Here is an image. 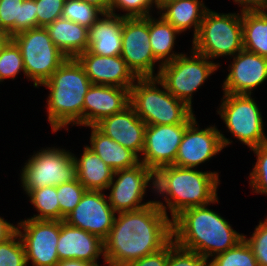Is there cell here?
Instances as JSON below:
<instances>
[{"mask_svg":"<svg viewBox=\"0 0 267 266\" xmlns=\"http://www.w3.org/2000/svg\"><path fill=\"white\" fill-rule=\"evenodd\" d=\"M104 242V262L124 266L164 248L172 239V221L155 203L117 213Z\"/></svg>","mask_w":267,"mask_h":266,"instance_id":"cell-1","label":"cell"},{"mask_svg":"<svg viewBox=\"0 0 267 266\" xmlns=\"http://www.w3.org/2000/svg\"><path fill=\"white\" fill-rule=\"evenodd\" d=\"M207 206L183 210L172 220V232L177 245L209 259L234 247L243 235Z\"/></svg>","mask_w":267,"mask_h":266,"instance_id":"cell-2","label":"cell"},{"mask_svg":"<svg viewBox=\"0 0 267 266\" xmlns=\"http://www.w3.org/2000/svg\"><path fill=\"white\" fill-rule=\"evenodd\" d=\"M219 181L217 172H202L175 165L159 168L154 173V191L165 196L167 205L160 201L155 203L166 215L168 208L173 220L185 209L217 203Z\"/></svg>","mask_w":267,"mask_h":266,"instance_id":"cell-3","label":"cell"},{"mask_svg":"<svg viewBox=\"0 0 267 266\" xmlns=\"http://www.w3.org/2000/svg\"><path fill=\"white\" fill-rule=\"evenodd\" d=\"M91 81L76 58H67L42 85L50 89L48 121L52 132L69 124L83 125V104Z\"/></svg>","mask_w":267,"mask_h":266,"instance_id":"cell-4","label":"cell"},{"mask_svg":"<svg viewBox=\"0 0 267 266\" xmlns=\"http://www.w3.org/2000/svg\"><path fill=\"white\" fill-rule=\"evenodd\" d=\"M129 104L146 125L191 123L195 119L193 110L175 98L157 77L138 78L130 88Z\"/></svg>","mask_w":267,"mask_h":266,"instance_id":"cell-5","label":"cell"},{"mask_svg":"<svg viewBox=\"0 0 267 266\" xmlns=\"http://www.w3.org/2000/svg\"><path fill=\"white\" fill-rule=\"evenodd\" d=\"M192 49L208 59L235 56L243 49L242 11L220 14L207 9Z\"/></svg>","mask_w":267,"mask_h":266,"instance_id":"cell-6","label":"cell"},{"mask_svg":"<svg viewBox=\"0 0 267 266\" xmlns=\"http://www.w3.org/2000/svg\"><path fill=\"white\" fill-rule=\"evenodd\" d=\"M12 39L21 50L25 76L34 81V87L46 82L67 59L52 42L45 27L22 31Z\"/></svg>","mask_w":267,"mask_h":266,"instance_id":"cell-7","label":"cell"},{"mask_svg":"<svg viewBox=\"0 0 267 266\" xmlns=\"http://www.w3.org/2000/svg\"><path fill=\"white\" fill-rule=\"evenodd\" d=\"M191 56L181 54L173 61L161 65L158 79L166 89L192 109V94L218 69L207 57L191 50Z\"/></svg>","mask_w":267,"mask_h":266,"instance_id":"cell-8","label":"cell"},{"mask_svg":"<svg viewBox=\"0 0 267 266\" xmlns=\"http://www.w3.org/2000/svg\"><path fill=\"white\" fill-rule=\"evenodd\" d=\"M25 164L20 179L26 194L30 190L59 186L77 179L74 154L65 149L49 147L39 150Z\"/></svg>","mask_w":267,"mask_h":266,"instance_id":"cell-9","label":"cell"},{"mask_svg":"<svg viewBox=\"0 0 267 266\" xmlns=\"http://www.w3.org/2000/svg\"><path fill=\"white\" fill-rule=\"evenodd\" d=\"M217 112L230 133L249 148L267 144L260 108L251 95L224 93Z\"/></svg>","mask_w":267,"mask_h":266,"instance_id":"cell-10","label":"cell"},{"mask_svg":"<svg viewBox=\"0 0 267 266\" xmlns=\"http://www.w3.org/2000/svg\"><path fill=\"white\" fill-rule=\"evenodd\" d=\"M60 227V220L28 218L18 223L16 232L22 240L27 264L31 260L33 266H57Z\"/></svg>","mask_w":267,"mask_h":266,"instance_id":"cell-11","label":"cell"},{"mask_svg":"<svg viewBox=\"0 0 267 266\" xmlns=\"http://www.w3.org/2000/svg\"><path fill=\"white\" fill-rule=\"evenodd\" d=\"M149 16L124 17L120 56L138 78L155 77L157 60L149 42Z\"/></svg>","mask_w":267,"mask_h":266,"instance_id":"cell-12","label":"cell"},{"mask_svg":"<svg viewBox=\"0 0 267 266\" xmlns=\"http://www.w3.org/2000/svg\"><path fill=\"white\" fill-rule=\"evenodd\" d=\"M116 176L118 178L114 180ZM149 182H153L151 184L154 190V172L143 163L132 168L115 171L112 181L107 187V189L111 188L107 198L112 209L116 213L136 211L155 202L141 203Z\"/></svg>","mask_w":267,"mask_h":266,"instance_id":"cell-13","label":"cell"},{"mask_svg":"<svg viewBox=\"0 0 267 266\" xmlns=\"http://www.w3.org/2000/svg\"><path fill=\"white\" fill-rule=\"evenodd\" d=\"M230 143L232 141L225 138L215 126L199 129L195 118L183 134L174 165L182 168H197L201 163L220 153Z\"/></svg>","mask_w":267,"mask_h":266,"instance_id":"cell-14","label":"cell"},{"mask_svg":"<svg viewBox=\"0 0 267 266\" xmlns=\"http://www.w3.org/2000/svg\"><path fill=\"white\" fill-rule=\"evenodd\" d=\"M190 123L147 125L140 159L154 173L162 167L174 165L183 134Z\"/></svg>","mask_w":267,"mask_h":266,"instance_id":"cell-15","label":"cell"},{"mask_svg":"<svg viewBox=\"0 0 267 266\" xmlns=\"http://www.w3.org/2000/svg\"><path fill=\"white\" fill-rule=\"evenodd\" d=\"M115 213L103 191L86 190L78 205L63 221L104 241L113 226Z\"/></svg>","mask_w":267,"mask_h":266,"instance_id":"cell-16","label":"cell"},{"mask_svg":"<svg viewBox=\"0 0 267 266\" xmlns=\"http://www.w3.org/2000/svg\"><path fill=\"white\" fill-rule=\"evenodd\" d=\"M229 74L224 80V93L251 95L253 89L267 80V58L242 49L229 66Z\"/></svg>","mask_w":267,"mask_h":266,"instance_id":"cell-17","label":"cell"},{"mask_svg":"<svg viewBox=\"0 0 267 266\" xmlns=\"http://www.w3.org/2000/svg\"><path fill=\"white\" fill-rule=\"evenodd\" d=\"M76 59L95 85L131 88L138 79L120 55L100 56L86 50Z\"/></svg>","mask_w":267,"mask_h":266,"instance_id":"cell-18","label":"cell"},{"mask_svg":"<svg viewBox=\"0 0 267 266\" xmlns=\"http://www.w3.org/2000/svg\"><path fill=\"white\" fill-rule=\"evenodd\" d=\"M130 102V88L91 84L83 104V125L95 126L103 118L121 112Z\"/></svg>","mask_w":267,"mask_h":266,"instance_id":"cell-19","label":"cell"},{"mask_svg":"<svg viewBox=\"0 0 267 266\" xmlns=\"http://www.w3.org/2000/svg\"><path fill=\"white\" fill-rule=\"evenodd\" d=\"M102 133L138 156L143 152L146 124L129 104L121 112L103 118L95 125Z\"/></svg>","mask_w":267,"mask_h":266,"instance_id":"cell-20","label":"cell"},{"mask_svg":"<svg viewBox=\"0 0 267 266\" xmlns=\"http://www.w3.org/2000/svg\"><path fill=\"white\" fill-rule=\"evenodd\" d=\"M59 261L76 259L98 265L100 255L104 257V242L98 236L71 226L61 220L57 244Z\"/></svg>","mask_w":267,"mask_h":266,"instance_id":"cell-21","label":"cell"},{"mask_svg":"<svg viewBox=\"0 0 267 266\" xmlns=\"http://www.w3.org/2000/svg\"><path fill=\"white\" fill-rule=\"evenodd\" d=\"M88 29V51L100 56H117L122 50L124 16L103 13Z\"/></svg>","mask_w":267,"mask_h":266,"instance_id":"cell-22","label":"cell"},{"mask_svg":"<svg viewBox=\"0 0 267 266\" xmlns=\"http://www.w3.org/2000/svg\"><path fill=\"white\" fill-rule=\"evenodd\" d=\"M45 28L52 42L67 58H76L89 48L88 29L78 23L61 17Z\"/></svg>","mask_w":267,"mask_h":266,"instance_id":"cell-23","label":"cell"},{"mask_svg":"<svg viewBox=\"0 0 267 266\" xmlns=\"http://www.w3.org/2000/svg\"><path fill=\"white\" fill-rule=\"evenodd\" d=\"M91 127L90 144L87 146L95 152L114 172L128 169L140 164V157L130 149L112 140L96 126Z\"/></svg>","mask_w":267,"mask_h":266,"instance_id":"cell-24","label":"cell"},{"mask_svg":"<svg viewBox=\"0 0 267 266\" xmlns=\"http://www.w3.org/2000/svg\"><path fill=\"white\" fill-rule=\"evenodd\" d=\"M37 27L35 0H0V28L12 37Z\"/></svg>","mask_w":267,"mask_h":266,"instance_id":"cell-25","label":"cell"},{"mask_svg":"<svg viewBox=\"0 0 267 266\" xmlns=\"http://www.w3.org/2000/svg\"><path fill=\"white\" fill-rule=\"evenodd\" d=\"M202 2L203 0H178L164 4L159 8L160 14L163 11L160 16L180 33L194 26V38L208 9Z\"/></svg>","mask_w":267,"mask_h":266,"instance_id":"cell-26","label":"cell"},{"mask_svg":"<svg viewBox=\"0 0 267 266\" xmlns=\"http://www.w3.org/2000/svg\"><path fill=\"white\" fill-rule=\"evenodd\" d=\"M80 158L74 155L77 164V180L86 190L103 191L112 181L114 171L90 148L84 147Z\"/></svg>","mask_w":267,"mask_h":266,"instance_id":"cell-27","label":"cell"},{"mask_svg":"<svg viewBox=\"0 0 267 266\" xmlns=\"http://www.w3.org/2000/svg\"><path fill=\"white\" fill-rule=\"evenodd\" d=\"M177 34H180V32L162 17L154 19L151 15L149 16V42L151 49L154 58L157 61H162L159 64V70L155 77H158L161 65L173 61L182 54H177L172 51Z\"/></svg>","mask_w":267,"mask_h":266,"instance_id":"cell-28","label":"cell"},{"mask_svg":"<svg viewBox=\"0 0 267 266\" xmlns=\"http://www.w3.org/2000/svg\"><path fill=\"white\" fill-rule=\"evenodd\" d=\"M243 49L267 58L266 11L242 12Z\"/></svg>","mask_w":267,"mask_h":266,"instance_id":"cell-29","label":"cell"},{"mask_svg":"<svg viewBox=\"0 0 267 266\" xmlns=\"http://www.w3.org/2000/svg\"><path fill=\"white\" fill-rule=\"evenodd\" d=\"M27 195L30 203L39 212L31 217L35 220H62L60 205L57 197V186H47L36 190H30Z\"/></svg>","mask_w":267,"mask_h":266,"instance_id":"cell-30","label":"cell"},{"mask_svg":"<svg viewBox=\"0 0 267 266\" xmlns=\"http://www.w3.org/2000/svg\"><path fill=\"white\" fill-rule=\"evenodd\" d=\"M213 257L209 266H259L251 247L244 238L231 249Z\"/></svg>","mask_w":267,"mask_h":266,"instance_id":"cell-31","label":"cell"},{"mask_svg":"<svg viewBox=\"0 0 267 266\" xmlns=\"http://www.w3.org/2000/svg\"><path fill=\"white\" fill-rule=\"evenodd\" d=\"M103 13L82 0H65L62 18L89 29Z\"/></svg>","mask_w":267,"mask_h":266,"instance_id":"cell-32","label":"cell"},{"mask_svg":"<svg viewBox=\"0 0 267 266\" xmlns=\"http://www.w3.org/2000/svg\"><path fill=\"white\" fill-rule=\"evenodd\" d=\"M20 71L25 74L22 53L19 46L11 39L0 52V82L7 78L15 79Z\"/></svg>","mask_w":267,"mask_h":266,"instance_id":"cell-33","label":"cell"},{"mask_svg":"<svg viewBox=\"0 0 267 266\" xmlns=\"http://www.w3.org/2000/svg\"><path fill=\"white\" fill-rule=\"evenodd\" d=\"M86 188L77 179L57 186V197L62 220L78 205Z\"/></svg>","mask_w":267,"mask_h":266,"instance_id":"cell-34","label":"cell"},{"mask_svg":"<svg viewBox=\"0 0 267 266\" xmlns=\"http://www.w3.org/2000/svg\"><path fill=\"white\" fill-rule=\"evenodd\" d=\"M0 266H27L25 249L17 232L0 243Z\"/></svg>","mask_w":267,"mask_h":266,"instance_id":"cell-35","label":"cell"},{"mask_svg":"<svg viewBox=\"0 0 267 266\" xmlns=\"http://www.w3.org/2000/svg\"><path fill=\"white\" fill-rule=\"evenodd\" d=\"M166 266H209L208 259L195 251L177 245L172 239L168 243V261Z\"/></svg>","mask_w":267,"mask_h":266,"instance_id":"cell-36","label":"cell"},{"mask_svg":"<svg viewBox=\"0 0 267 266\" xmlns=\"http://www.w3.org/2000/svg\"><path fill=\"white\" fill-rule=\"evenodd\" d=\"M251 150L256 154L257 161L250 172V186L255 193L267 195V144L260 145Z\"/></svg>","mask_w":267,"mask_h":266,"instance_id":"cell-37","label":"cell"},{"mask_svg":"<svg viewBox=\"0 0 267 266\" xmlns=\"http://www.w3.org/2000/svg\"><path fill=\"white\" fill-rule=\"evenodd\" d=\"M243 238L251 247L259 266H267V218L259 221L251 238Z\"/></svg>","mask_w":267,"mask_h":266,"instance_id":"cell-38","label":"cell"},{"mask_svg":"<svg viewBox=\"0 0 267 266\" xmlns=\"http://www.w3.org/2000/svg\"><path fill=\"white\" fill-rule=\"evenodd\" d=\"M37 27H46L62 17L65 0H35Z\"/></svg>","mask_w":267,"mask_h":266,"instance_id":"cell-39","label":"cell"},{"mask_svg":"<svg viewBox=\"0 0 267 266\" xmlns=\"http://www.w3.org/2000/svg\"><path fill=\"white\" fill-rule=\"evenodd\" d=\"M155 0H112L110 13L115 14V9L127 11L124 17H147Z\"/></svg>","mask_w":267,"mask_h":266,"instance_id":"cell-40","label":"cell"},{"mask_svg":"<svg viewBox=\"0 0 267 266\" xmlns=\"http://www.w3.org/2000/svg\"><path fill=\"white\" fill-rule=\"evenodd\" d=\"M168 261V244L157 252L132 261L124 266H166Z\"/></svg>","mask_w":267,"mask_h":266,"instance_id":"cell-41","label":"cell"},{"mask_svg":"<svg viewBox=\"0 0 267 266\" xmlns=\"http://www.w3.org/2000/svg\"><path fill=\"white\" fill-rule=\"evenodd\" d=\"M235 3L241 5L243 11H266L267 0H234Z\"/></svg>","mask_w":267,"mask_h":266,"instance_id":"cell-42","label":"cell"},{"mask_svg":"<svg viewBox=\"0 0 267 266\" xmlns=\"http://www.w3.org/2000/svg\"><path fill=\"white\" fill-rule=\"evenodd\" d=\"M16 232V226L0 217V243L6 241Z\"/></svg>","mask_w":267,"mask_h":266,"instance_id":"cell-43","label":"cell"},{"mask_svg":"<svg viewBox=\"0 0 267 266\" xmlns=\"http://www.w3.org/2000/svg\"><path fill=\"white\" fill-rule=\"evenodd\" d=\"M84 2L93 5L99 9L102 13H110L112 0H82Z\"/></svg>","mask_w":267,"mask_h":266,"instance_id":"cell-44","label":"cell"},{"mask_svg":"<svg viewBox=\"0 0 267 266\" xmlns=\"http://www.w3.org/2000/svg\"><path fill=\"white\" fill-rule=\"evenodd\" d=\"M57 266H99L83 260L68 259L59 261Z\"/></svg>","mask_w":267,"mask_h":266,"instance_id":"cell-45","label":"cell"},{"mask_svg":"<svg viewBox=\"0 0 267 266\" xmlns=\"http://www.w3.org/2000/svg\"><path fill=\"white\" fill-rule=\"evenodd\" d=\"M12 39V36L4 29L0 28V52Z\"/></svg>","mask_w":267,"mask_h":266,"instance_id":"cell-46","label":"cell"},{"mask_svg":"<svg viewBox=\"0 0 267 266\" xmlns=\"http://www.w3.org/2000/svg\"><path fill=\"white\" fill-rule=\"evenodd\" d=\"M156 1V8L159 9L162 5L164 4H168V3H171V2H174V1H178V0H155Z\"/></svg>","mask_w":267,"mask_h":266,"instance_id":"cell-47","label":"cell"}]
</instances>
